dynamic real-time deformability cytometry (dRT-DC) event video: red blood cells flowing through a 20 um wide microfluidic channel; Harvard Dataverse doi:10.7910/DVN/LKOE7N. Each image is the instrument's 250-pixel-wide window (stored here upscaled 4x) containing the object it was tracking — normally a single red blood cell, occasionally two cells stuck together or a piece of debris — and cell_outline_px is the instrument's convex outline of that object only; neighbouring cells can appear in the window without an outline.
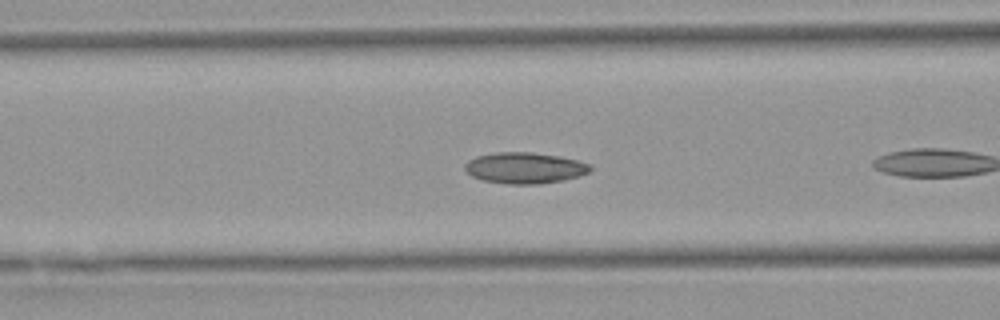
{"species": "Egyptian fruit bat (a non-hibernating species)", "species_latin": "Rousettus aegyptiacus", "temperature_condition": "warm", "stored_images_in_passage": 10, "camera_frame_rate_fps": 3000, "um_per_image_px": 0.085, "animal": {"sex": "female"}, "frame": {"image": 1, "passage_image": 6, "time_ms": 1.667, "image_size_px": [1000, 320], "cell_outline_px": [[592, 168], [588, 172], [580, 176], [564, 180], [540, 184], [508, 184], [480, 180], [472, 176], [464, 168], [464, 164], [468, 160], [476, 156], [496, 152], [532, 152], [560, 156], [592, 164]], "centroid_in_image_um": [44.6, 14.27], "position_along_channel_um": 122.0, "area_um2": 22.95}}
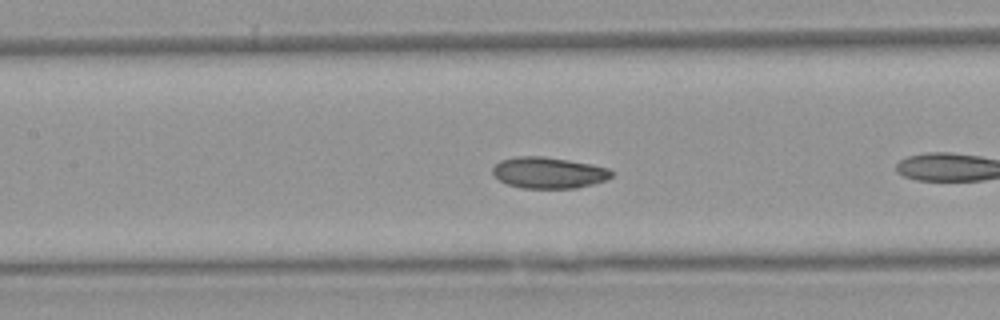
{"frame": {"image": 2, "passage_image": 9, "time_ms": 2.667, "image_size_px": [1000, 320], "cell_outline_px": [[612, 176], [604, 180], [592, 184], [576, 188], [520, 188], [508, 184], [500, 180], [492, 172], [492, 168], [500, 160], [520, 156], [544, 156], [592, 164], [608, 168], [612, 172]], "centroid_in_image_um": [46.62, 14.68], "position_along_channel_um": 160.8, "area_um2": 21.5}}